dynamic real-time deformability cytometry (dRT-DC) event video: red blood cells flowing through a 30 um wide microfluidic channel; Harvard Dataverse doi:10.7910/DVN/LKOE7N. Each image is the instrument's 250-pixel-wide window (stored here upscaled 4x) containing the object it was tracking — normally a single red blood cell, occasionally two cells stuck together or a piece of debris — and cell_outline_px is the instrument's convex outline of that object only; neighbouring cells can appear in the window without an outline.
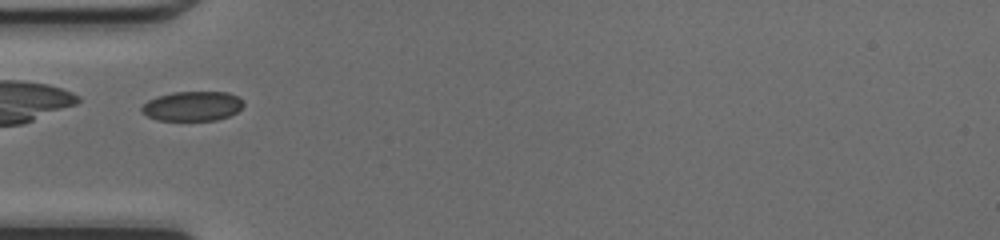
{"species": "common noctule bat (a hibernating species)", "species_latin": "Nyctalus noctula", "temperature_condition": "cold", "stored_images_in_passage": 37, "camera_frame_rate_fps": 3000, "um_per_image_px": 0.085, "animal": {"sex": "female", "body_mass_g": 17.0, "forearm_length_mm": 48.0}, "frame": {"image": 1, "passage_image": 6, "time_ms": 1.667, "image_size_px": [1000, 240], "cell_outline_px": [[244, 104], [236, 112], [228, 116], [216, 120], [156, 120], [148, 116], [140, 108], [148, 100], [156, 96], [172, 92], [228, 92], [244, 100]], "centroid_in_image_um": [16.36, 9.01], "position_along_channel_um": 68.6, "area_um2": 17.51}, "authors_computed_cell_mechanics": {"area_um2": 17.6868, "velocity_mm_per_s": 4.2519, "shape_relaxation_time_tau1_ms": 5.952, "shape_relaxation_time_tau2_ms": null, "deformation_change_tau1": 0.1129, "deformation_change_tau2": null}}